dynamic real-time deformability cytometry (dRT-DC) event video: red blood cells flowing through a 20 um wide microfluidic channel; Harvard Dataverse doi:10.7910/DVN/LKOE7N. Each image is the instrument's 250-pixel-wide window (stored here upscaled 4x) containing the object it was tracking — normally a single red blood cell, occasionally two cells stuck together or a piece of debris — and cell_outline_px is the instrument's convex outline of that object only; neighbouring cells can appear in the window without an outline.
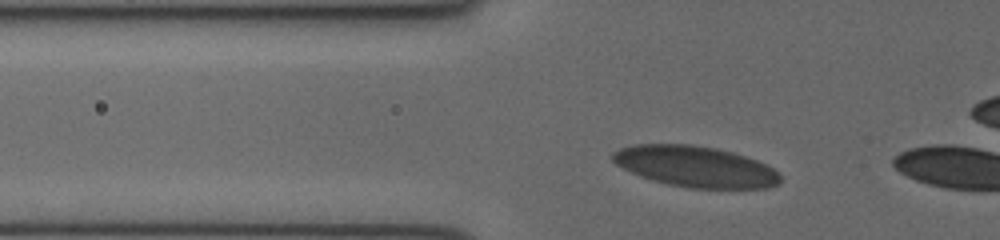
{"species": "human", "species_latin": "Homo sapiens", "temperature_condition": "cold", "stored_images_in_passage": 4, "camera_frame_rate_fps": 3000, "um_per_image_px": 0.085, "donor": {"sex": "female"}, "frame": {"image": 1, "passage_image": 2, "time_ms": 0.333, "image_size_px": [1000, 240], "cell_outline_px": [[780, 184], [768, 188], [692, 188], [668, 184], [652, 180], [640, 176], [616, 164], [612, 160], [612, 152], [620, 148], [632, 144], [692, 144], [716, 148], [732, 152], [768, 164], [780, 172]], "centroid_in_image_um": [59.13, 14.15], "position_along_channel_um": 66.7, "area_um2": 40.17}}